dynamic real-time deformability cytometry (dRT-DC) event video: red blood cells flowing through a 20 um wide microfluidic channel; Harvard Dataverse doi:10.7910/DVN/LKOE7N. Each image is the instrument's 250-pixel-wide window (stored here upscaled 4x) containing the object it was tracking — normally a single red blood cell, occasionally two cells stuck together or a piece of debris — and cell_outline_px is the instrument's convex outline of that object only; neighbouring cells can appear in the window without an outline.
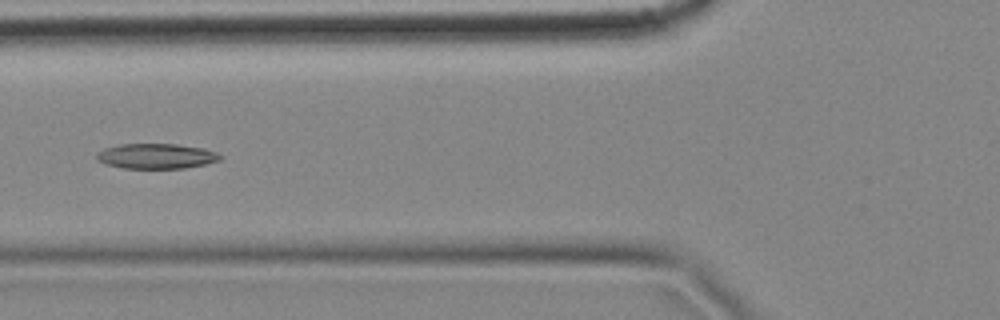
{"species": "common noctule bat (a hibernating species)", "species_latin": "Nyctalus noctula", "temperature_condition": "cold", "stored_images_in_passage": 6, "camera_frame_rate_fps": 3000, "um_per_image_px": 0.085, "animal": {"sex": "female", "body_mass_g": 18.4}, "frame": {"image": 1, "passage_image": 3, "time_ms": 0.667, "image_size_px": [1000, 320], "cell_outline_px": [[224, 156], [220, 160], [204, 164], [184, 168], [124, 168], [104, 164], [96, 160], [96, 152], [104, 148], [120, 144], [176, 144], [204, 148], [216, 152]], "centroid_in_image_um": [13.26, 13.27], "position_along_channel_um": 112.5, "area_um2": 18.21}}
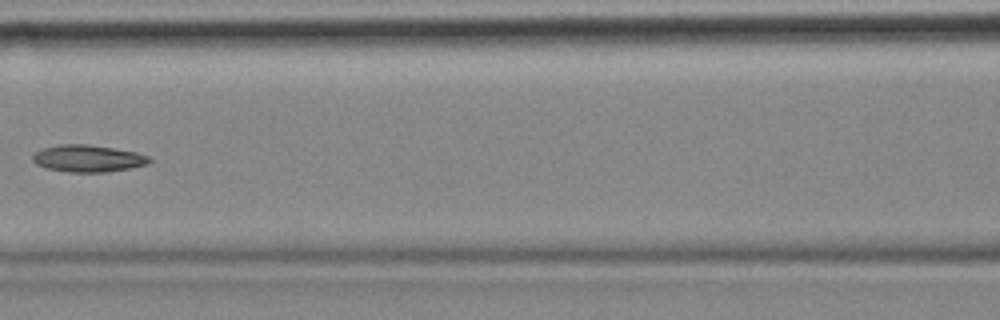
{"frame": {"image": 2, "passage_image": 4, "time_ms": 1.0, "image_size_px": [1000, 320], "cell_outline_px": [[152, 160], [148, 164], [132, 168], [108, 172], [68, 172], [48, 168], [36, 164], [32, 160], [32, 156], [36, 152], [44, 148], [60, 144], [88, 144], [136, 152], [148, 156]], "centroid_in_image_um": [7.5, 13.47], "position_along_channel_um": 159.1, "area_um2": 18.32}}
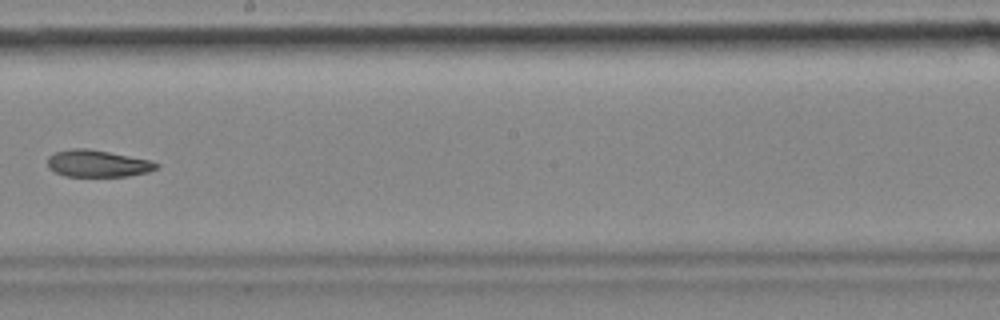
{"frame": {"image": 3, "passage_image": 6, "time_ms": 1.667, "image_size_px": [1000, 320], "cell_outline_px": [[160, 168], [148, 172], [128, 176], [64, 176], [48, 168], [48, 156], [56, 152], [72, 148], [88, 148], [148, 160], [160, 164]], "centroid_in_image_um": [8.29, 13.9], "position_along_channel_um": 239.9, "area_um2": 16.99}}